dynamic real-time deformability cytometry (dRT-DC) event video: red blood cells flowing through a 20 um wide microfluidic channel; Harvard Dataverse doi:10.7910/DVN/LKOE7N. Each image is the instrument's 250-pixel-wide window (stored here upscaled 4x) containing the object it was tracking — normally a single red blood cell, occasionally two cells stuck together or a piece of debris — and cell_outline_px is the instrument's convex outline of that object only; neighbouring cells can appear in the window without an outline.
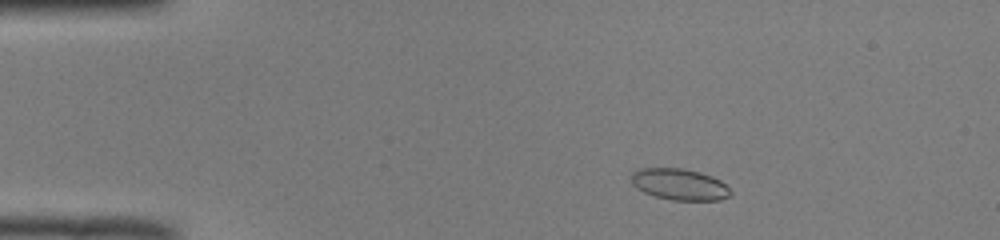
{"species": "common noctule bat (a hibernating species)", "species_latin": "Nyctalus noctula", "temperature_condition": "room temperature", "stored_images_in_passage": 48, "camera_frame_rate_fps": 3000, "um_per_image_px": 0.085, "animal": {"sex": "male", "body_mass_g": 19.0, "forearm_length_mm": 50.8}, "frame": {"image": 1, "passage_image": 5, "time_ms": 1.333, "image_size_px": [1000, 240], "cell_outline_px": [[732, 192], [728, 196], [720, 200], [672, 200], [656, 196], [644, 192], [636, 188], [632, 184], [632, 172], [640, 168], [684, 168], [700, 172], [712, 176], [720, 180]], "centroid_in_image_um": [57.75, 15.66], "position_along_channel_um": 27.3, "area_um2": 18.09}}
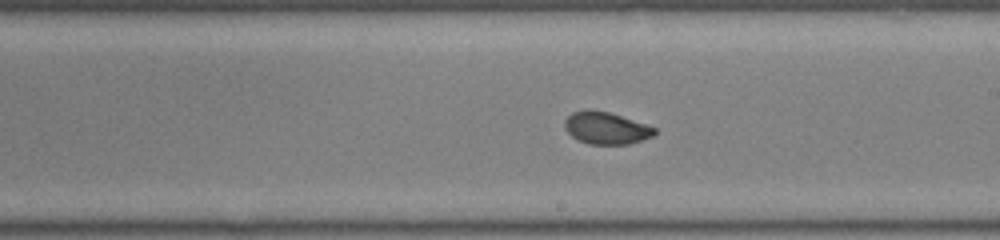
{"frame": {"image": 2, "passage_image": 26, "time_ms": 8.333, "image_size_px": [1000, 240], "cell_outline_px": [[656, 132], [652, 136], [628, 144], [588, 144], [572, 136], [564, 128], [564, 120], [572, 112], [588, 108], [608, 112], [656, 128]], "centroid_in_image_um": [51.46, 10.87], "position_along_channel_um": 237.5, "area_um2": 16.65}}
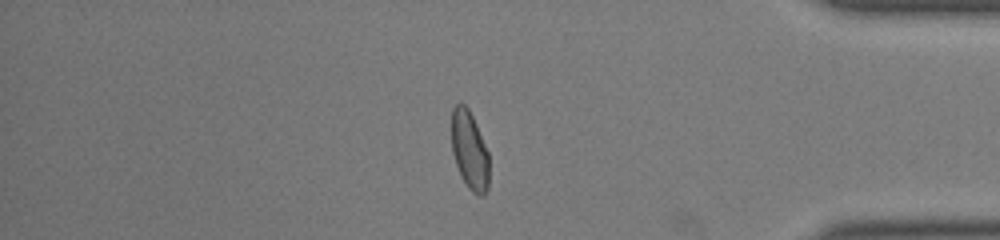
{"frame": {"image": 3, "passage_image": 40, "time_ms": 13.0, "image_size_px": [1000, 240], "cell_outline_px": [[488, 188], [484, 196], [480, 196], [472, 192], [468, 188], [460, 176], [452, 152], [452, 108], [460, 100], [468, 108], [476, 124], [488, 152]], "centroid_in_image_um": [39.9, 12.78], "position_along_channel_um": 395.3, "area_um2": 17.22}}